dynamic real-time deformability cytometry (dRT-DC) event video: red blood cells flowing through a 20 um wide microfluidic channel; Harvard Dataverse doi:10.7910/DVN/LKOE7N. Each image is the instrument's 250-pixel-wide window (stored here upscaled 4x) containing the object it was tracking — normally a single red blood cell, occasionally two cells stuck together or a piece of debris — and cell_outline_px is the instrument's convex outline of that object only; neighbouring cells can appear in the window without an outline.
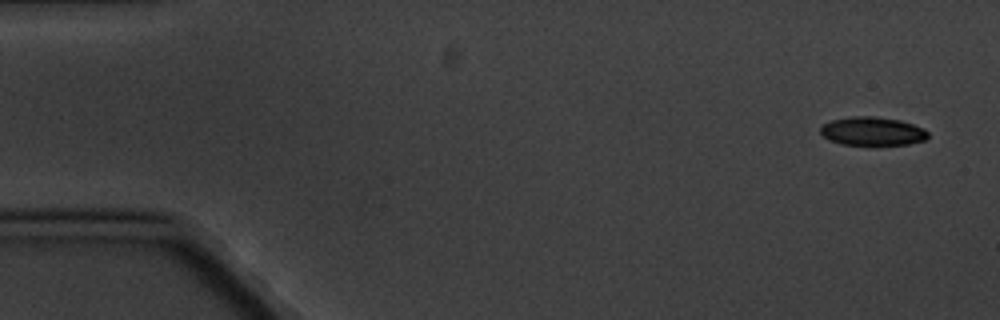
{"species": "common noctule bat (a hibernating species)", "species_latin": "Nyctalus noctula", "temperature_condition": "cold", "stored_images_in_passage": 5, "camera_frame_rate_fps": 3000, "um_per_image_px": 0.085, "animal": {"sex": "male", "body_mass_g": 20.1, "forearm_length_mm": 53.5}, "frame": {"image": 1, "passage_image": 1, "time_ms": 0.0, "image_size_px": [1000, 320], "cell_outline_px": [[928, 136], [924, 140], [908, 144], [840, 144], [824, 136], [820, 132], [820, 128], [824, 124], [832, 120], [852, 116], [872, 116], [900, 120], [924, 128], [928, 132]], "centroid_in_image_um": [74.17, 11.14], "position_along_channel_um": 10.8, "area_um2": 17.57}}
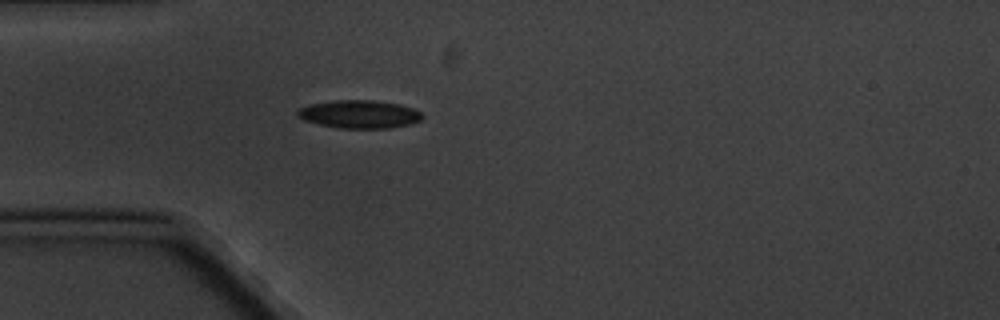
{"frame": {"image": 2, "passage_image": 5, "time_ms": 4.667, "image_size_px": [1000, 320], "cell_outline_px": [[424, 116], [420, 120], [408, 124], [388, 128], [340, 128], [320, 124], [304, 120], [296, 116], [296, 112], [300, 108], [308, 104], [336, 100], [372, 100], [400, 104], [412, 108], [420, 112]], "centroid_in_image_um": [30.52, 9.7], "position_along_channel_um": 54.5, "area_um2": 20.29}}